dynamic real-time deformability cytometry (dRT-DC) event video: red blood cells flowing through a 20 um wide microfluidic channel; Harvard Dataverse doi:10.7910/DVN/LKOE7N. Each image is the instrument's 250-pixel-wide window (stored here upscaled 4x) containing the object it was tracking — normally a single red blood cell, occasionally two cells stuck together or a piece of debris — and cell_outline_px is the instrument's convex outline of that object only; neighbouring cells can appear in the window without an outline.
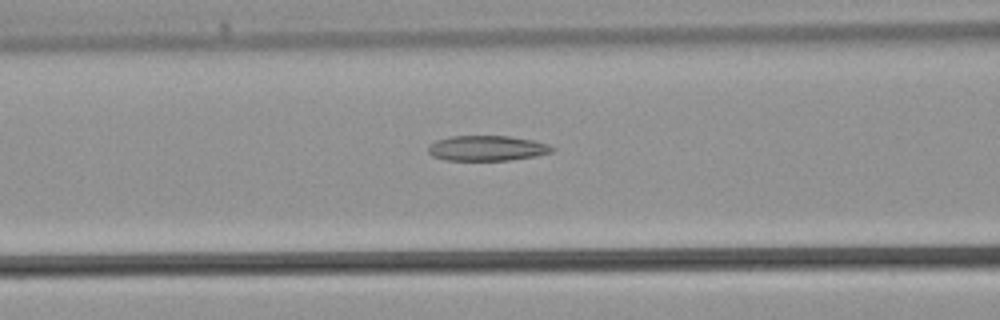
{"species": "common noctule bat (a hibernating species)", "species_latin": "Nyctalus noctula", "temperature_condition": "warm", "stored_images_in_passage": 21, "camera_frame_rate_fps": 3000, "um_per_image_px": 0.085, "animal": {"sex": "male", "body_mass_g": 21.5, "forearm_length_mm": 52.0}, "frame": {"image": 1, "passage_image": 4, "time_ms": 1.0, "image_size_px": [1000, 320], "cell_outline_px": [[556, 148], [552, 152], [536, 156], [508, 160], [444, 160], [432, 156], [428, 152], [428, 144], [436, 140], [452, 136], [508, 136], [532, 140], [548, 144]], "centroid_in_image_um": [41.38, 12.6], "position_along_channel_um": 125.2, "area_um2": 18.26}}
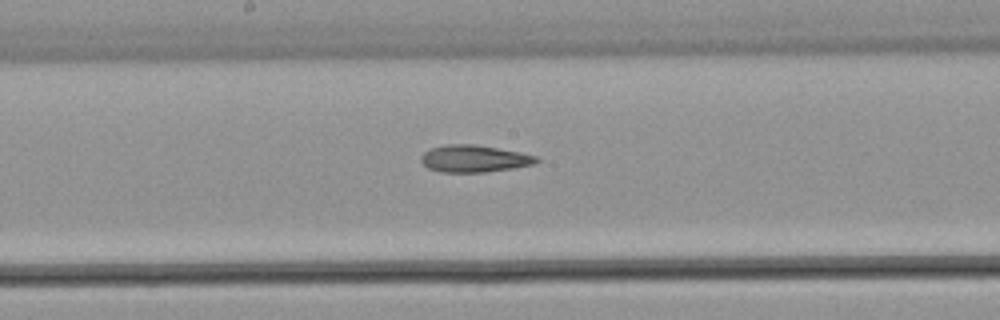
{"frame": {"image": 2, "passage_image": 9, "time_ms": 2.667, "image_size_px": [1000, 320], "cell_outline_px": [[540, 160], [532, 164], [512, 168], [484, 172], [440, 172], [428, 168], [420, 160], [420, 156], [424, 152], [432, 148], [448, 144], [472, 144], [520, 152], [536, 156]], "centroid_in_image_um": [40.27, 13.49], "position_along_channel_um": 207.9, "area_um2": 17.98}}
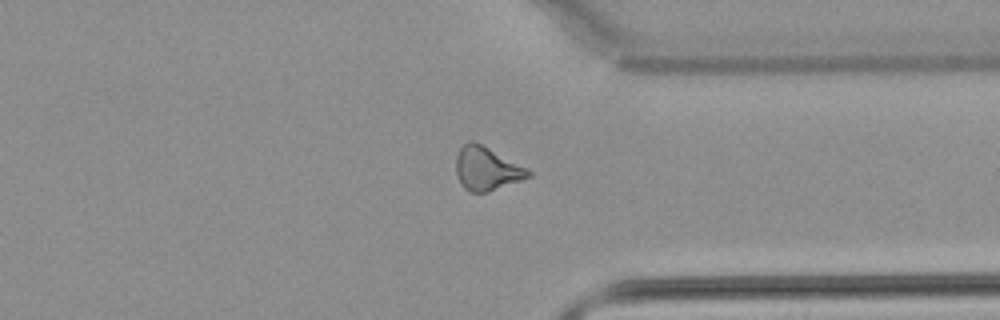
{"frame": {"image": 3, "passage_image": 19, "time_ms": 6.0, "image_size_px": [1000, 320], "cell_outline_px": [[532, 176], [488, 192], [468, 192], [460, 184], [456, 172], [456, 156], [460, 148], [468, 140], [472, 140], [488, 148], [532, 172]], "centroid_in_image_um": [41.32, 14.35], "position_along_channel_um": 370.1, "area_um2": 17.98}}